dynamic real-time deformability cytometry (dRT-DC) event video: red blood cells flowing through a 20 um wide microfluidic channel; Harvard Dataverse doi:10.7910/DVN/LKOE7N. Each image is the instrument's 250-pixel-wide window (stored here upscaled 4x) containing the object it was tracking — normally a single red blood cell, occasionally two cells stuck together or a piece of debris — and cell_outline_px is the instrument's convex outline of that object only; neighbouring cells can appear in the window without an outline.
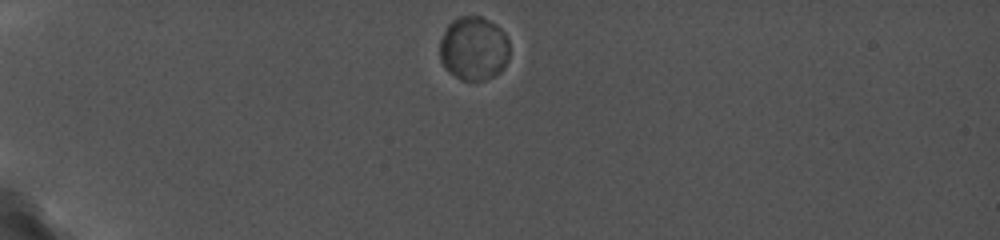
{"species": "common noctule bat (a hibernating species)", "species_latin": "Nyctalus noctula", "temperature_condition": "cold", "stored_images_in_passage": 17, "camera_frame_rate_fps": 5000, "um_per_image_px": 0.085, "animal": {"sex": "female", "body_mass_g": 19.0, "forearm_length_mm": 56.7}, "frame": {"image": 1, "passage_image": 1, "time_ms": 0.0, "image_size_px": [1000, 240], "cell_outline_px": [[508, 60], [500, 72], [496, 76], [484, 80], [460, 80], [448, 72], [440, 60], [440, 40], [448, 24], [452, 20], [460, 16], [480, 16], [496, 24], [504, 32], [508, 40]], "centroid_in_image_um": [40.26, 4.13], "position_along_channel_um": 44.7, "area_um2": 26.18}}
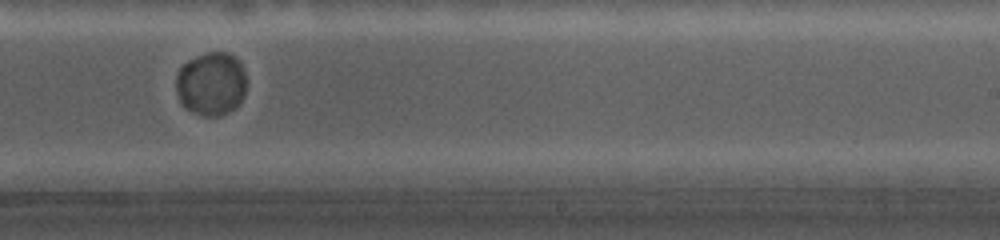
{"frame": {"image": 2, "passage_image": 11, "time_ms": 7.6, "image_size_px": [1000, 240], "cell_outline_px": [[248, 84], [244, 96], [236, 108], [220, 116], [204, 116], [192, 112], [184, 108], [180, 104], [176, 92], [176, 72], [188, 60], [196, 56], [208, 52], [228, 52], [236, 56], [248, 80]], "centroid_in_image_um": [17.96, 7.13], "position_along_channel_um": 271.0, "area_um2": 26.7}}
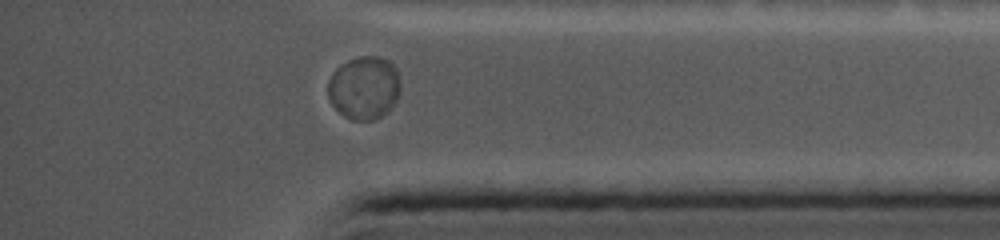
{"frame": {"image": 3, "passage_image": 16, "time_ms": 11.2, "image_size_px": [1000, 240], "cell_outline_px": [[400, 92], [396, 100], [388, 112], [376, 120], [352, 120], [344, 116], [332, 104], [328, 96], [328, 80], [332, 72], [340, 64], [348, 60], [360, 56], [380, 56], [388, 60], [396, 68], [400, 84]], "centroid_in_image_um": [30.95, 7.45], "position_along_channel_um": 404.2, "area_um2": 26.93}}